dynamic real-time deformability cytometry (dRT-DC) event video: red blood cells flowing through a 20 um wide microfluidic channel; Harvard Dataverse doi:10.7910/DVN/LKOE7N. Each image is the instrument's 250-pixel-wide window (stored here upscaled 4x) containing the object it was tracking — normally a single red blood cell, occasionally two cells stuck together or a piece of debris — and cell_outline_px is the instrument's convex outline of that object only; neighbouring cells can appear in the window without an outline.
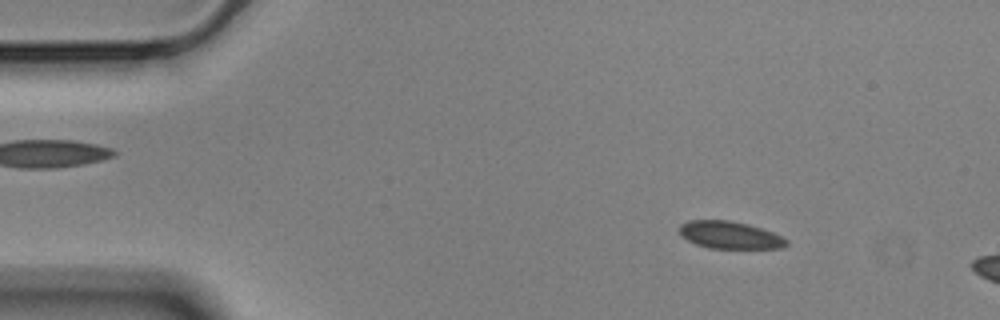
{"species": "Egyptian fruit bat (a non-hibernating species)", "species_latin": "Rousettus aegyptiacus", "temperature_condition": "cold", "stored_images_in_passage": 57, "camera_frame_rate_fps": 3000, "um_per_image_px": 0.085, "animal": {"sex": "male"}, "frame": {"image": 1, "passage_image": 7, "time_ms": 2.0, "image_size_px": [1000, 320], "cell_outline_px": [[788, 244], [784, 248], [708, 248], [696, 244], [688, 240], [680, 232], [680, 224], [688, 220], [728, 220], [748, 224], [772, 232], [788, 240]], "centroid_in_image_um": [62.04, 19.98], "position_along_channel_um": 23.0, "area_um2": 16.94}}
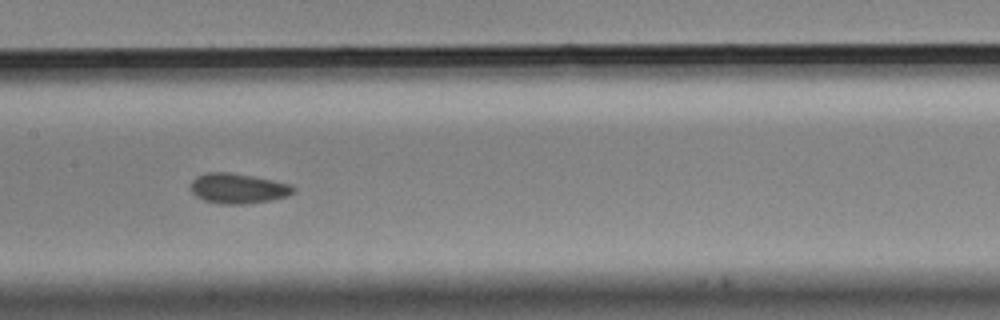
{"frame": {"image": 2, "passage_image": 27, "time_ms": 8.667, "image_size_px": [1000, 320], "cell_outline_px": [[296, 192], [288, 196], [272, 200], [244, 204], [220, 204], [204, 200], [196, 196], [188, 188], [192, 180], [196, 176], [204, 172], [228, 172], [252, 176], [292, 184], [296, 188]], "centroid_in_image_um": [20.22, 16.01], "position_along_channel_um": 187.2, "area_um2": 18.32}}
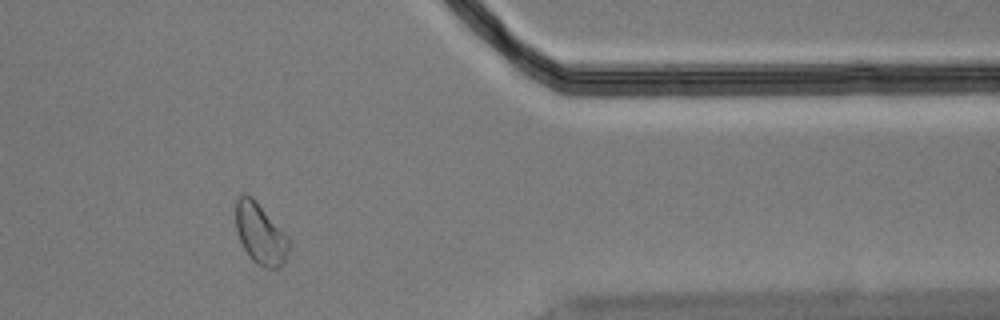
{"frame": {"image": 3, "passage_image": 46, "time_ms": 15.0, "image_size_px": [1000, 320], "cell_outline_px": [[288, 248], [284, 260], [276, 268], [264, 268], [256, 264], [248, 256], [236, 232], [236, 200], [244, 192], [252, 196], [256, 200], [288, 236]], "centroid_in_image_um": [22.09, 19.84], "position_along_channel_um": 389.3, "area_um2": 18.73}, "authors_computed_cell_mechanics": {"area_um2": 17.6868, "velocity_mm_per_s": 3.5181, "shape_relaxation_time_tau1_ms": null, "shape_relaxation_time_tau2_ms": 3.7418, "deformation_change_tau1": null, "deformation_change_tau2": 0.0459}}